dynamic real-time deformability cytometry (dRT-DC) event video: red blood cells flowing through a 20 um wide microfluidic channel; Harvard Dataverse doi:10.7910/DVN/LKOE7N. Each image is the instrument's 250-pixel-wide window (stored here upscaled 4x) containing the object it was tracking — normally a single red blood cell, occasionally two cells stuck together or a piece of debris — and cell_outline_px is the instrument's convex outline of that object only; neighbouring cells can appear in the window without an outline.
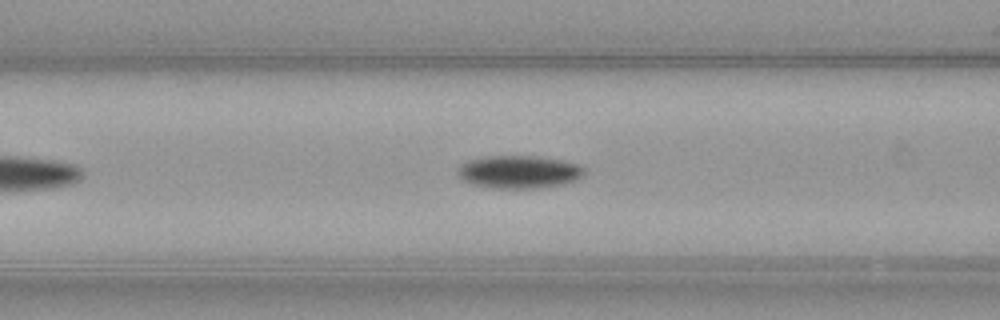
{"species": "common noctule bat (a hibernating species)", "species_latin": "Nyctalus noctula", "temperature_condition": "warm", "stored_images_in_passage": 35, "camera_frame_rate_fps": 3000, "um_per_image_px": 0.085, "animal": {"sex": "female", "body_mass_g": 21.9}, "frame": {"image": 1, "passage_image": 10, "time_ms": 3.0, "image_size_px": [1000, 320], "cell_outline_px": [[588, 172], [584, 176], [576, 180], [564, 184], [536, 188], [492, 188], [472, 184], [460, 180], [456, 172], [456, 168], [460, 164], [468, 160], [484, 156], [540, 156], [564, 160], [580, 164]], "centroid_in_image_um": [44.12, 14.6], "position_along_channel_um": 122.5, "area_um2": 24.85}}
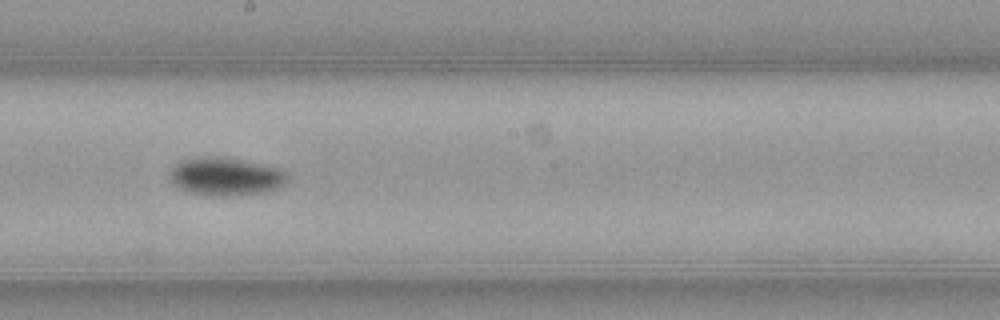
{"frame": {"image": 2, "passage_image": 18, "time_ms": 5.667, "image_size_px": [1000, 320], "cell_outline_px": [[288, 180], [284, 184], [276, 188], [264, 192], [228, 196], [220, 196], [188, 192], [172, 184], [168, 176], [172, 168], [176, 164], [184, 160], [200, 156], [220, 156], [280, 168], [288, 176]], "centroid_in_image_um": [19.15, 15.0], "position_along_channel_um": 229.0, "area_um2": 25.95}}
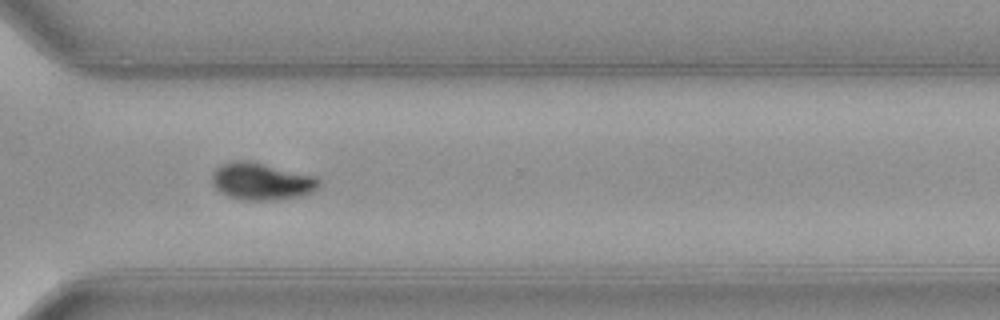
{"frame": {"image": 3, "passage_image": 27, "time_ms": 8.667, "image_size_px": [1000, 320], "cell_outline_px": [[320, 188], [304, 196], [276, 200], [244, 200], [228, 196], [220, 192], [212, 184], [212, 172], [220, 164], [232, 160], [252, 160], [316, 176], [320, 180]], "centroid_in_image_um": [22.25, 15.4], "position_along_channel_um": 348.3, "area_um2": 23.76}, "authors_computed_cell_mechanics": {"area_um2": 23.6402, "velocity_mm_per_s": 3.9906, "shape_relaxation_time_tau1_ms": 1.9521, "shape_relaxation_time_tau2_ms": null, "deformation_change_tau1": 0.1248, "deformation_change_tau2": null}}